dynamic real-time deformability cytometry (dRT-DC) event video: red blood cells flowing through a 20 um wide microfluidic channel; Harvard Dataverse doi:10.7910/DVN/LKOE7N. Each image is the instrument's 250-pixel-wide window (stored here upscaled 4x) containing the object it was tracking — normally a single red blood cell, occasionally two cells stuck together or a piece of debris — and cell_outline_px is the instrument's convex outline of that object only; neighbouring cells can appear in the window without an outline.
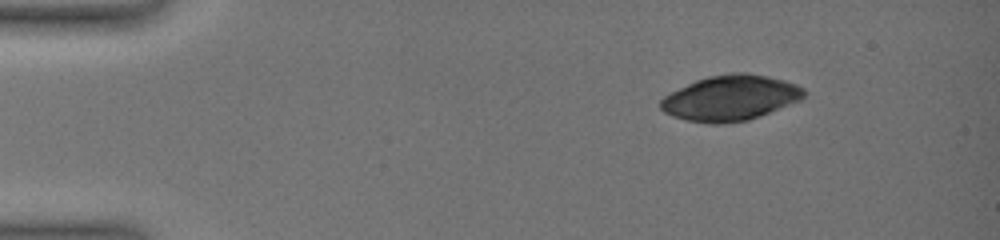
{"species": "common noctule bat (a hibernating species)", "species_latin": "Nyctalus noctula", "temperature_condition": "warm", "stored_images_in_passage": 9, "camera_frame_rate_fps": 3000, "um_per_image_px": 0.085, "animal": {"sex": "female", "body_mass_g": 19.0, "forearm_length_mm": 51.5}, "frame": {"image": 1, "passage_image": 1, "time_ms": 0.0, "image_size_px": [1000, 240], "cell_outline_px": [[804, 96], [800, 100], [760, 116], [748, 120], [724, 124], [708, 124], [684, 120], [672, 116], [664, 112], [660, 108], [660, 100], [664, 96], [696, 80], [708, 76], [732, 72], [744, 72], [768, 76], [784, 80], [796, 84], [804, 88]], "centroid_in_image_um": [62.07, 8.33], "position_along_channel_um": 22.9, "area_um2": 37.97}}